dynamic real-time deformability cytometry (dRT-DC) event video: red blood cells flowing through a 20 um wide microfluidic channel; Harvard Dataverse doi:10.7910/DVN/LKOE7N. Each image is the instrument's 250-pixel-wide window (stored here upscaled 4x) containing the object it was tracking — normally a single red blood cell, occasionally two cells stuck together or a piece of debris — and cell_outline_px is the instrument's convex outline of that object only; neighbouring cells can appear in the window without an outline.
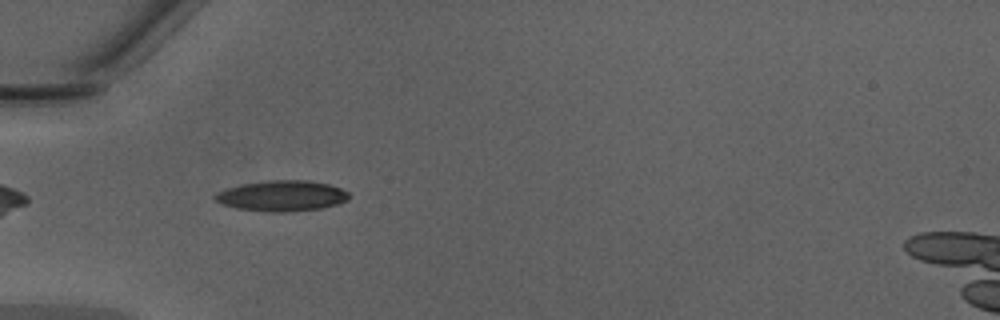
{"species": "Egyptian fruit bat (a non-hibernating species)", "species_latin": "Rousettus aegyptiacus", "temperature_condition": "warm", "stored_images_in_passage": 35, "camera_frame_rate_fps": 3000, "um_per_image_px": 0.085, "animal": {"sex": "male"}, "frame": {"image": 1, "passage_image": 3, "time_ms": 0.667, "image_size_px": [1000, 320], "cell_outline_px": [[348, 200], [336, 204], [320, 208], [284, 212], [268, 212], [236, 208], [224, 204], [216, 200], [212, 196], [216, 192], [228, 188], [244, 184], [268, 180], [308, 180], [328, 184], [340, 188], [348, 192]], "centroid_in_image_um": [23.95, 16.64], "position_along_channel_um": 61.1, "area_um2": 23.7}}
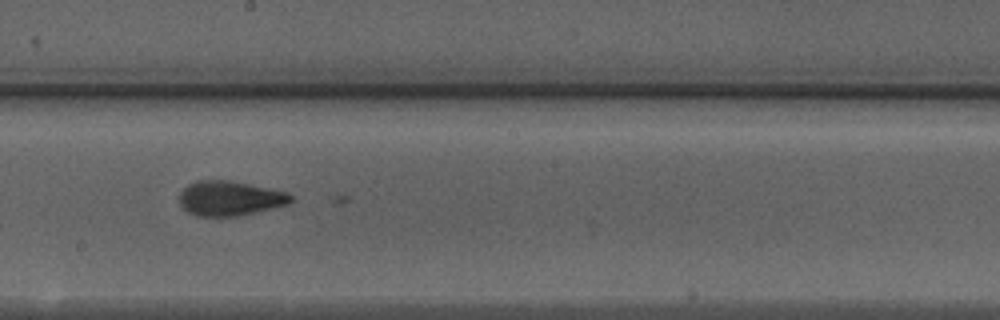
{"frame": {"image": 2, "passage_image": 15, "time_ms": 4.667, "image_size_px": [1000, 320], "cell_outline_px": [[292, 200], [288, 204], [236, 216], [196, 216], [188, 212], [180, 204], [180, 192], [188, 184], [196, 180], [224, 180], [248, 184], [288, 192], [292, 196]], "centroid_in_image_um": [19.5, 16.85], "position_along_channel_um": 228.7, "area_um2": 22.25}}
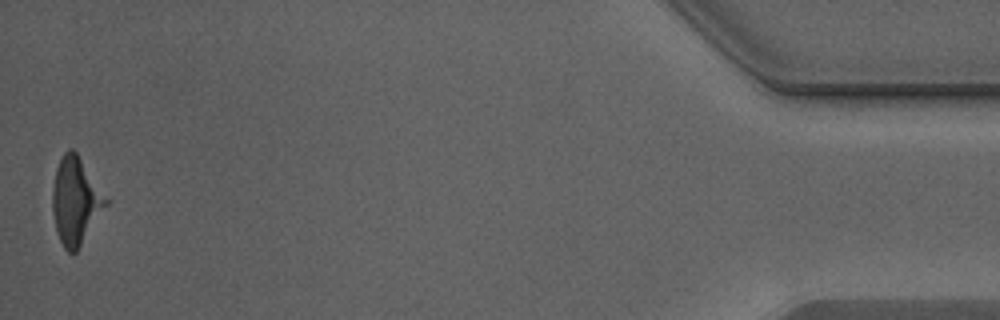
{"frame": {"image": 3, "passage_image": 35, "time_ms": 11.333, "image_size_px": [1000, 320], "cell_outline_px": [[108, 204], [76, 252], [68, 252], [64, 248], [56, 232], [52, 208], [52, 188], [56, 168], [64, 152], [68, 148], [72, 148], [76, 152], [108, 200]], "centroid_in_image_um": [6.4, 17.08], "position_along_channel_um": 428.8, "area_um2": 26.7}}